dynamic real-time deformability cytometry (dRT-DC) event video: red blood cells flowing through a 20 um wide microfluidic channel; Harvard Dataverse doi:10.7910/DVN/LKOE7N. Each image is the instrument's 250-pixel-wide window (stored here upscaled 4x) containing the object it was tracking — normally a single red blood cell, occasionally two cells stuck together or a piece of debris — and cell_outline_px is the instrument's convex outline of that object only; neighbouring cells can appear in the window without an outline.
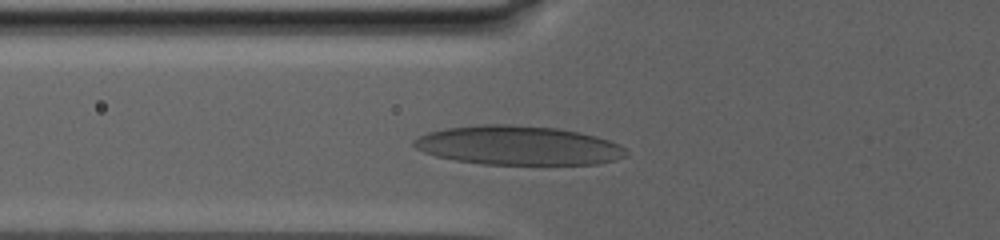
{"species": "human", "species_latin": "Homo sapiens", "temperature_condition": "warm", "stored_images_in_passage": 11, "camera_frame_rate_fps": 3000, "um_per_image_px": 0.085, "donor": {"sex": "male"}, "frame": {"image": 1, "passage_image": 8, "time_ms": 7.333, "image_size_px": [1000, 240], "cell_outline_px": [[628, 156], [616, 160], [596, 164], [484, 164], [456, 160], [436, 156], [424, 152], [416, 148], [412, 144], [412, 140], [428, 132], [444, 128], [484, 124], [512, 124], [560, 128], [580, 132], [596, 136], [620, 144], [628, 152]], "centroid_in_image_um": [44.07, 12.35], "position_along_channel_um": 81.7, "area_um2": 48.61}}
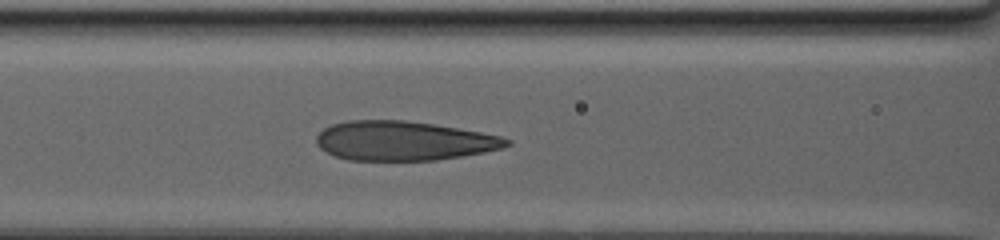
{"frame": {"image": 2, "passage_image": 11, "time_ms": 9.333, "image_size_px": [1000, 240], "cell_outline_px": [[512, 144], [504, 148], [484, 152], [436, 160], [348, 160], [336, 156], [320, 148], [316, 144], [316, 136], [324, 128], [332, 124], [348, 120], [404, 120], [436, 124], [480, 132], [500, 136], [512, 140]], "centroid_in_image_um": [34.32, 11.96], "position_along_channel_um": 132.3, "area_um2": 43.64}}